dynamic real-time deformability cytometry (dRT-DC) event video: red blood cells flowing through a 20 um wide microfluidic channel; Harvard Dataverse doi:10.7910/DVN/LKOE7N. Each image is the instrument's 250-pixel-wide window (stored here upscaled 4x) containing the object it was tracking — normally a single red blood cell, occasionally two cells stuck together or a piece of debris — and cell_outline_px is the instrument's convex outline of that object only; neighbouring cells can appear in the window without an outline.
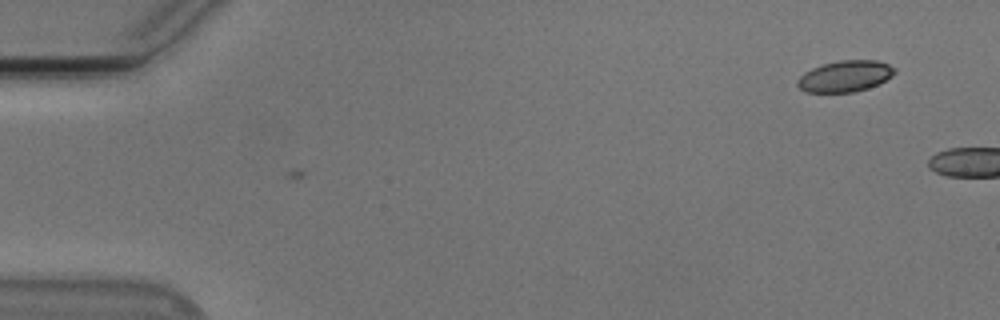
{"species": "Egyptian fruit bat (a non-hibernating species)", "species_latin": "Rousettus aegyptiacus", "temperature_condition": "cold", "stored_images_in_passage": 8, "camera_frame_rate_fps": 3000, "um_per_image_px": 0.085, "animal": {"sex": "male"}, "frame": {"image": 1, "passage_image": 8, "time_ms": 2.333, "image_size_px": [1000, 320], "cell_outline_px": [[896, 72], [892, 76], [880, 84], [868, 88], [852, 92], [804, 92], [796, 84], [796, 80], [804, 72], [812, 68], [824, 64], [840, 60], [876, 60], [888, 64], [896, 68]], "centroid_in_image_um": [71.84, 6.48], "position_along_channel_um": 13.2, "area_um2": 17.8}}